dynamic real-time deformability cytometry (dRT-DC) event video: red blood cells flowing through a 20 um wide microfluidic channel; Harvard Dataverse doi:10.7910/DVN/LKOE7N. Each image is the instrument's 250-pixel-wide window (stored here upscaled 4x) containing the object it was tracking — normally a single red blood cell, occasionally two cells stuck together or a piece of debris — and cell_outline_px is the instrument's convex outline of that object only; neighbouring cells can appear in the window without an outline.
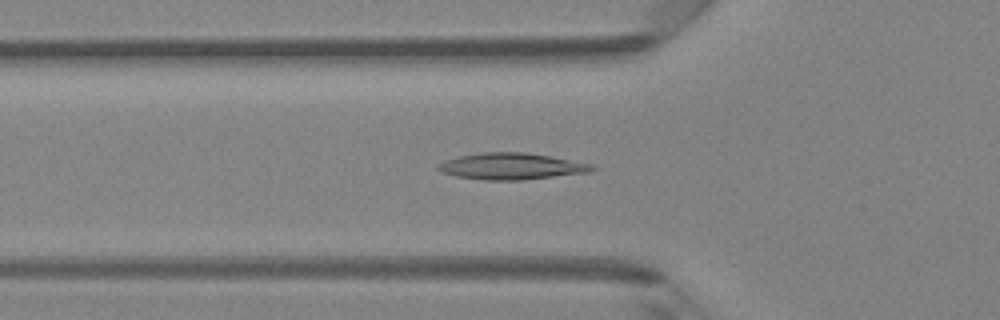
{"species": "Egyptian fruit bat (a non-hibernating species)", "species_latin": "Rousettus aegyptiacus", "temperature_condition": "room temperature", "stored_images_in_passage": 47, "camera_frame_rate_fps": 3000, "um_per_image_px": 0.085, "animal": {"sex": "female"}, "frame": {"image": 1, "passage_image": 16, "time_ms": 5.0, "image_size_px": [1000, 320], "cell_outline_px": [[596, 168], [592, 172], [520, 180], [484, 180], [456, 176], [440, 172], [436, 168], [436, 164], [444, 160], [456, 156], [480, 152], [524, 152], [548, 156], [592, 164]], "centroid_in_image_um": [43.4, 14.13], "position_along_channel_um": 82.4, "area_um2": 23.87}}
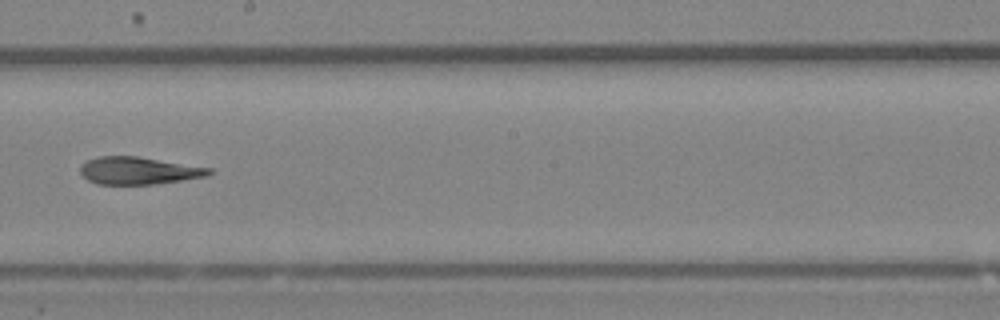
{"frame": {"image": 2, "passage_image": 27, "time_ms": 8.667, "image_size_px": [1000, 320], "cell_outline_px": [[212, 172], [208, 176], [156, 184], [96, 184], [88, 180], [80, 172], [80, 164], [96, 156], [136, 156], [212, 168]], "centroid_in_image_um": [11.76, 14.5], "position_along_channel_um": 236.4, "area_um2": 20.58}}
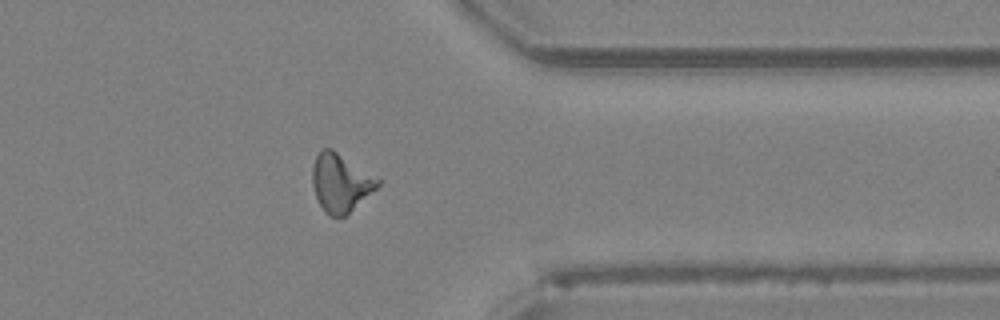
{"frame": {"image": 3, "passage_image": 38, "time_ms": 12.333, "image_size_px": [1000, 320], "cell_outline_px": [[380, 184], [376, 188], [344, 216], [328, 216], [324, 212], [316, 196], [312, 184], [312, 168], [316, 156], [320, 148], [332, 148], [380, 180]], "centroid_in_image_um": [28.9, 15.51], "position_along_channel_um": 382.5, "area_um2": 21.73}, "authors_computed_cell_mechanics": {"area_um2": 21.675, "velocity_mm_per_s": 4.2072, "shape_relaxation_time_tau1_ms": null, "shape_relaxation_time_tau2_ms": 8.627, "deformation_change_tau1": null, "deformation_change_tau2": 0.2072}}